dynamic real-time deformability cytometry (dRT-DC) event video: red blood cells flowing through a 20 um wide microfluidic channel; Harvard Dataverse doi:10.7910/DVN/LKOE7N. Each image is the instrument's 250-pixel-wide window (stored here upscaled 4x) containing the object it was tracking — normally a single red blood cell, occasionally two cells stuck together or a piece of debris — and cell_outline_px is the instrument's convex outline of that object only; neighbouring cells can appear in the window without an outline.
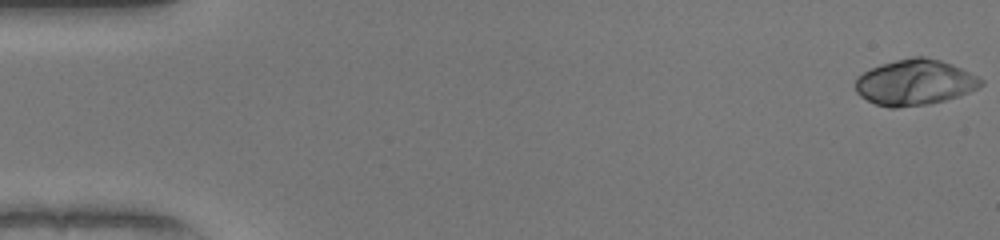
{"species": "human", "species_latin": "Homo sapiens", "temperature_condition": "warm", "stored_images_in_passage": 51, "camera_frame_rate_fps": 3000, "um_per_image_px": 0.085, "donor": {"sex": "female"}, "frame": {"image": 1, "passage_image": 1, "time_ms": 0.0, "image_size_px": [1000, 240], "cell_outline_px": [[984, 84], [960, 96], [928, 104], [896, 108], [888, 108], [876, 104], [860, 96], [856, 92], [856, 76], [880, 64], [912, 56], [924, 56], [940, 60], [952, 64], [984, 80]], "centroid_in_image_um": [77.74, 7.0], "position_along_channel_um": 7.3, "area_um2": 33.35}}
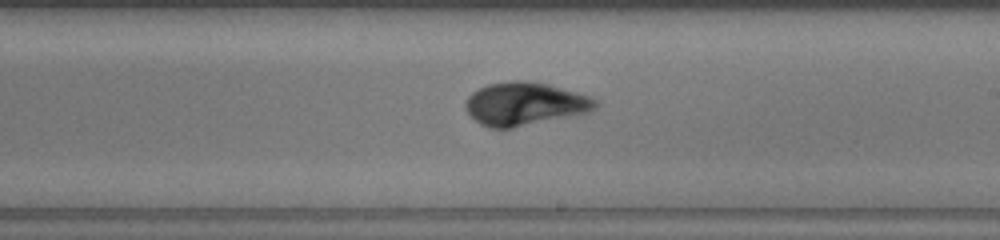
{"frame": {"image": 2, "passage_image": 30, "time_ms": 9.667, "image_size_px": [1000, 240], "cell_outline_px": [[600, 104], [596, 108], [588, 112], [512, 128], [488, 128], [480, 124], [464, 108], [464, 104], [468, 96], [472, 92], [488, 84], [512, 80], [524, 80], [548, 84], [592, 96]], "centroid_in_image_um": [44.61, 8.82], "position_along_channel_um": 244.4, "area_um2": 32.66}}
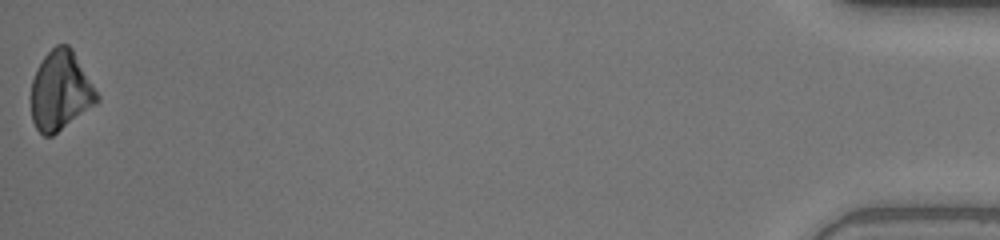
{"frame": {"image": 3, "passage_image": 51, "time_ms": 16.667, "image_size_px": [1000, 240], "cell_outline_px": [[100, 100], [96, 104], [52, 136], [44, 136], [36, 128], [32, 120], [32, 80], [36, 68], [44, 56], [56, 44], [68, 44], [72, 48], [100, 96]], "centroid_in_image_um": [5.15, 7.7], "position_along_channel_um": 430.0, "area_um2": 30.4}, "authors_computed_cell_mechanics": {"area_um2": 31.3854, "velocity_mm_per_s": 4.1132, "shape_relaxation_time_tau1_ms": 3.9519, "shape_relaxation_time_tau2_ms": null, "deformation_change_tau1": 0.1843, "deformation_change_tau2": null}}